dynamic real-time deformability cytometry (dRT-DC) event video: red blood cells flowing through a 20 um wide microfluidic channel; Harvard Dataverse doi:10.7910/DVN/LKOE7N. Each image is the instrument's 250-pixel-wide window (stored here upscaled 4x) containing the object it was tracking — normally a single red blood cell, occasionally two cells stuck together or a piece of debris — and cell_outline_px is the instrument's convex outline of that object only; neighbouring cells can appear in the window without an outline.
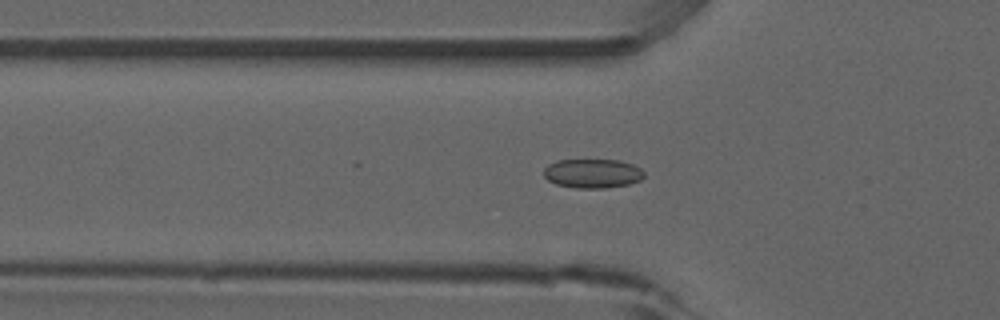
{"species": "common noctule bat (a hibernating species)", "species_latin": "Nyctalus noctula", "temperature_condition": "room temperature", "stored_images_in_passage": 31, "camera_frame_rate_fps": 3000, "um_per_image_px": 0.085, "animal": {"sex": "male", "forearm_length_mm": 52.5}, "frame": {"image": 1, "passage_image": 18, "time_ms": 5.667, "image_size_px": [1000, 320], "cell_outline_px": [[644, 176], [640, 180], [628, 184], [604, 188], [576, 188], [556, 184], [548, 180], [544, 176], [544, 168], [548, 164], [556, 160], [620, 160], [632, 164], [640, 168], [644, 172]], "centroid_in_image_um": [50.35, 14.74], "position_along_channel_um": 75.4, "area_um2": 17.05}}
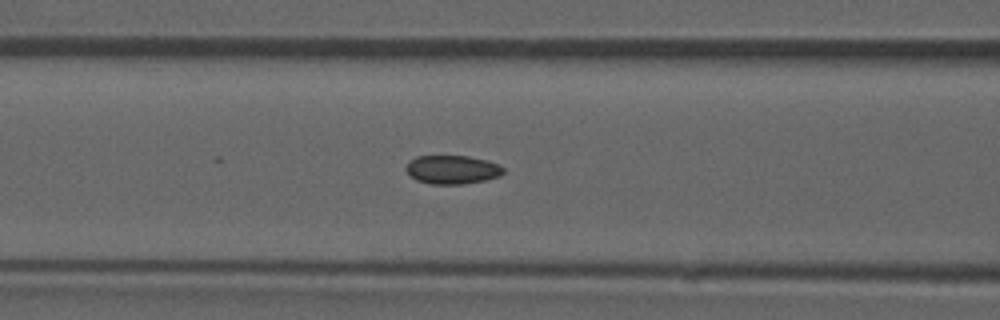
{"frame": {"image": 2, "passage_image": 22, "time_ms": 7.0, "image_size_px": [1000, 320], "cell_outline_px": [[504, 172], [500, 176], [484, 180], [464, 184], [432, 184], [416, 180], [404, 168], [408, 160], [416, 156], [468, 156], [488, 160], [500, 164], [504, 168]], "centroid_in_image_um": [38.45, 14.41], "position_along_channel_um": 128.2, "area_um2": 16.42}}